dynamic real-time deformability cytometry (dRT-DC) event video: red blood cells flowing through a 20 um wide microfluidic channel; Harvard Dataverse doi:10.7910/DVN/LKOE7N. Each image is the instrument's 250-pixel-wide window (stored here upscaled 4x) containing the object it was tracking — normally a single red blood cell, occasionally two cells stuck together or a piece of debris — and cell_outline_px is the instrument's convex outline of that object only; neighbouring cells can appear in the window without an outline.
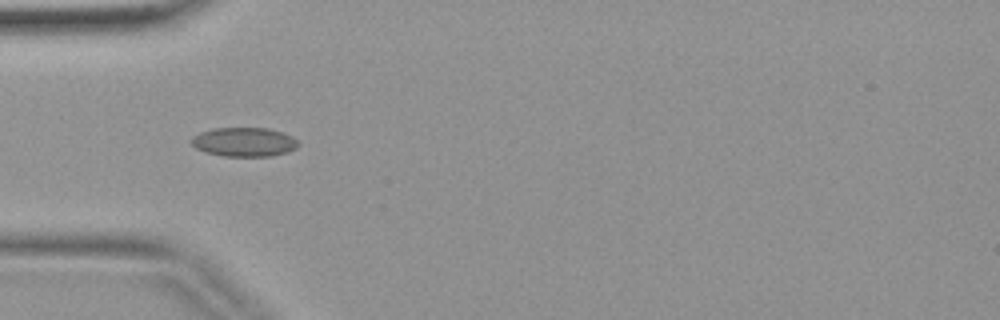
{"species": "common noctule bat (a hibernating species)", "species_latin": "Nyctalus noctula", "temperature_condition": "warm", "stored_images_in_passage": 3, "camera_frame_rate_fps": 3000, "um_per_image_px": 0.085, "animal": {"sex": "female", "body_mass_g": 19.9}, "frame": {"image": 1, "passage_image": 3, "time_ms": 0.667, "image_size_px": [1000, 320], "cell_outline_px": [[300, 144], [296, 148], [288, 152], [272, 156], [224, 156], [204, 152], [196, 148], [188, 140], [192, 136], [200, 132], [212, 128], [268, 128], [284, 132], [292, 136]], "centroid_in_image_um": [20.74, 12.06], "position_along_channel_um": 64.3, "area_um2": 18.38}}